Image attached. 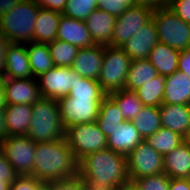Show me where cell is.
<instances>
[{
    "label": "cell",
    "instance_id": "10",
    "mask_svg": "<svg viewBox=\"0 0 190 190\" xmlns=\"http://www.w3.org/2000/svg\"><path fill=\"white\" fill-rule=\"evenodd\" d=\"M103 99L71 98L58 99L61 122L66 130L75 124L96 122Z\"/></svg>",
    "mask_w": 190,
    "mask_h": 190
},
{
    "label": "cell",
    "instance_id": "18",
    "mask_svg": "<svg viewBox=\"0 0 190 190\" xmlns=\"http://www.w3.org/2000/svg\"><path fill=\"white\" fill-rule=\"evenodd\" d=\"M143 140L133 122L125 120L107 138V149L127 156Z\"/></svg>",
    "mask_w": 190,
    "mask_h": 190
},
{
    "label": "cell",
    "instance_id": "4",
    "mask_svg": "<svg viewBox=\"0 0 190 190\" xmlns=\"http://www.w3.org/2000/svg\"><path fill=\"white\" fill-rule=\"evenodd\" d=\"M39 9L36 0H21L14 8L0 17V33L10 43L33 42Z\"/></svg>",
    "mask_w": 190,
    "mask_h": 190
},
{
    "label": "cell",
    "instance_id": "48",
    "mask_svg": "<svg viewBox=\"0 0 190 190\" xmlns=\"http://www.w3.org/2000/svg\"><path fill=\"white\" fill-rule=\"evenodd\" d=\"M5 108H0V139L7 137L6 122H5Z\"/></svg>",
    "mask_w": 190,
    "mask_h": 190
},
{
    "label": "cell",
    "instance_id": "8",
    "mask_svg": "<svg viewBox=\"0 0 190 190\" xmlns=\"http://www.w3.org/2000/svg\"><path fill=\"white\" fill-rule=\"evenodd\" d=\"M126 161L130 183L140 177L164 173L163 155L154 150L145 140L126 156Z\"/></svg>",
    "mask_w": 190,
    "mask_h": 190
},
{
    "label": "cell",
    "instance_id": "44",
    "mask_svg": "<svg viewBox=\"0 0 190 190\" xmlns=\"http://www.w3.org/2000/svg\"><path fill=\"white\" fill-rule=\"evenodd\" d=\"M10 42L0 33V76L4 77L6 52Z\"/></svg>",
    "mask_w": 190,
    "mask_h": 190
},
{
    "label": "cell",
    "instance_id": "52",
    "mask_svg": "<svg viewBox=\"0 0 190 190\" xmlns=\"http://www.w3.org/2000/svg\"><path fill=\"white\" fill-rule=\"evenodd\" d=\"M184 142H185L187 145H190V127L188 128V131H187V133H186L185 136H184Z\"/></svg>",
    "mask_w": 190,
    "mask_h": 190
},
{
    "label": "cell",
    "instance_id": "3",
    "mask_svg": "<svg viewBox=\"0 0 190 190\" xmlns=\"http://www.w3.org/2000/svg\"><path fill=\"white\" fill-rule=\"evenodd\" d=\"M31 117L27 136L35 143L65 138V129L56 99L42 97L32 105Z\"/></svg>",
    "mask_w": 190,
    "mask_h": 190
},
{
    "label": "cell",
    "instance_id": "42",
    "mask_svg": "<svg viewBox=\"0 0 190 190\" xmlns=\"http://www.w3.org/2000/svg\"><path fill=\"white\" fill-rule=\"evenodd\" d=\"M41 8L63 13L67 0H36Z\"/></svg>",
    "mask_w": 190,
    "mask_h": 190
},
{
    "label": "cell",
    "instance_id": "21",
    "mask_svg": "<svg viewBox=\"0 0 190 190\" xmlns=\"http://www.w3.org/2000/svg\"><path fill=\"white\" fill-rule=\"evenodd\" d=\"M164 173L169 178L190 179V145L185 142L163 156Z\"/></svg>",
    "mask_w": 190,
    "mask_h": 190
},
{
    "label": "cell",
    "instance_id": "7",
    "mask_svg": "<svg viewBox=\"0 0 190 190\" xmlns=\"http://www.w3.org/2000/svg\"><path fill=\"white\" fill-rule=\"evenodd\" d=\"M65 138L77 161L89 153L107 149V138L96 122L70 126L65 130Z\"/></svg>",
    "mask_w": 190,
    "mask_h": 190
},
{
    "label": "cell",
    "instance_id": "19",
    "mask_svg": "<svg viewBox=\"0 0 190 190\" xmlns=\"http://www.w3.org/2000/svg\"><path fill=\"white\" fill-rule=\"evenodd\" d=\"M116 17L101 9H95L86 18L87 29L95 45L109 46Z\"/></svg>",
    "mask_w": 190,
    "mask_h": 190
},
{
    "label": "cell",
    "instance_id": "31",
    "mask_svg": "<svg viewBox=\"0 0 190 190\" xmlns=\"http://www.w3.org/2000/svg\"><path fill=\"white\" fill-rule=\"evenodd\" d=\"M145 141L158 153L165 155L184 142V137L168 128L161 127Z\"/></svg>",
    "mask_w": 190,
    "mask_h": 190
},
{
    "label": "cell",
    "instance_id": "9",
    "mask_svg": "<svg viewBox=\"0 0 190 190\" xmlns=\"http://www.w3.org/2000/svg\"><path fill=\"white\" fill-rule=\"evenodd\" d=\"M36 143L27 135L7 136L2 140L1 152L18 175L34 176Z\"/></svg>",
    "mask_w": 190,
    "mask_h": 190
},
{
    "label": "cell",
    "instance_id": "17",
    "mask_svg": "<svg viewBox=\"0 0 190 190\" xmlns=\"http://www.w3.org/2000/svg\"><path fill=\"white\" fill-rule=\"evenodd\" d=\"M5 59L4 78H34L31 73L26 44L10 43Z\"/></svg>",
    "mask_w": 190,
    "mask_h": 190
},
{
    "label": "cell",
    "instance_id": "29",
    "mask_svg": "<svg viewBox=\"0 0 190 190\" xmlns=\"http://www.w3.org/2000/svg\"><path fill=\"white\" fill-rule=\"evenodd\" d=\"M167 75L158 74L134 92L144 106H160L163 102Z\"/></svg>",
    "mask_w": 190,
    "mask_h": 190
},
{
    "label": "cell",
    "instance_id": "12",
    "mask_svg": "<svg viewBox=\"0 0 190 190\" xmlns=\"http://www.w3.org/2000/svg\"><path fill=\"white\" fill-rule=\"evenodd\" d=\"M73 76L71 67L54 66L36 78L41 96L56 100L67 97L74 83Z\"/></svg>",
    "mask_w": 190,
    "mask_h": 190
},
{
    "label": "cell",
    "instance_id": "38",
    "mask_svg": "<svg viewBox=\"0 0 190 190\" xmlns=\"http://www.w3.org/2000/svg\"><path fill=\"white\" fill-rule=\"evenodd\" d=\"M45 185L33 175H18L11 183L10 190H41Z\"/></svg>",
    "mask_w": 190,
    "mask_h": 190
},
{
    "label": "cell",
    "instance_id": "14",
    "mask_svg": "<svg viewBox=\"0 0 190 190\" xmlns=\"http://www.w3.org/2000/svg\"><path fill=\"white\" fill-rule=\"evenodd\" d=\"M158 42L156 25L151 19L138 29L121 48L131 60L148 59L150 51Z\"/></svg>",
    "mask_w": 190,
    "mask_h": 190
},
{
    "label": "cell",
    "instance_id": "16",
    "mask_svg": "<svg viewBox=\"0 0 190 190\" xmlns=\"http://www.w3.org/2000/svg\"><path fill=\"white\" fill-rule=\"evenodd\" d=\"M56 39L68 42L79 49L95 45L85 21L64 15L60 17Z\"/></svg>",
    "mask_w": 190,
    "mask_h": 190
},
{
    "label": "cell",
    "instance_id": "55",
    "mask_svg": "<svg viewBox=\"0 0 190 190\" xmlns=\"http://www.w3.org/2000/svg\"><path fill=\"white\" fill-rule=\"evenodd\" d=\"M1 149H2V140L0 139V152H1Z\"/></svg>",
    "mask_w": 190,
    "mask_h": 190
},
{
    "label": "cell",
    "instance_id": "30",
    "mask_svg": "<svg viewBox=\"0 0 190 190\" xmlns=\"http://www.w3.org/2000/svg\"><path fill=\"white\" fill-rule=\"evenodd\" d=\"M132 122L142 138L145 140L148 136L154 134L162 127L160 106H144Z\"/></svg>",
    "mask_w": 190,
    "mask_h": 190
},
{
    "label": "cell",
    "instance_id": "53",
    "mask_svg": "<svg viewBox=\"0 0 190 190\" xmlns=\"http://www.w3.org/2000/svg\"><path fill=\"white\" fill-rule=\"evenodd\" d=\"M122 190H136L134 187H132L131 185L123 187Z\"/></svg>",
    "mask_w": 190,
    "mask_h": 190
},
{
    "label": "cell",
    "instance_id": "34",
    "mask_svg": "<svg viewBox=\"0 0 190 190\" xmlns=\"http://www.w3.org/2000/svg\"><path fill=\"white\" fill-rule=\"evenodd\" d=\"M48 47L54 66L63 67H71L79 50L76 46L57 39L49 43Z\"/></svg>",
    "mask_w": 190,
    "mask_h": 190
},
{
    "label": "cell",
    "instance_id": "50",
    "mask_svg": "<svg viewBox=\"0 0 190 190\" xmlns=\"http://www.w3.org/2000/svg\"><path fill=\"white\" fill-rule=\"evenodd\" d=\"M81 190H110V189L98 186H91L90 184L84 182L83 179L81 178Z\"/></svg>",
    "mask_w": 190,
    "mask_h": 190
},
{
    "label": "cell",
    "instance_id": "11",
    "mask_svg": "<svg viewBox=\"0 0 190 190\" xmlns=\"http://www.w3.org/2000/svg\"><path fill=\"white\" fill-rule=\"evenodd\" d=\"M153 9L134 5L129 7L115 21L111 43L109 46L122 47L142 26L152 19Z\"/></svg>",
    "mask_w": 190,
    "mask_h": 190
},
{
    "label": "cell",
    "instance_id": "40",
    "mask_svg": "<svg viewBox=\"0 0 190 190\" xmlns=\"http://www.w3.org/2000/svg\"><path fill=\"white\" fill-rule=\"evenodd\" d=\"M47 185L51 190H81V177L77 175L73 178L51 181Z\"/></svg>",
    "mask_w": 190,
    "mask_h": 190
},
{
    "label": "cell",
    "instance_id": "24",
    "mask_svg": "<svg viewBox=\"0 0 190 190\" xmlns=\"http://www.w3.org/2000/svg\"><path fill=\"white\" fill-rule=\"evenodd\" d=\"M32 105L9 104L5 107V122L7 136L27 135L31 117Z\"/></svg>",
    "mask_w": 190,
    "mask_h": 190
},
{
    "label": "cell",
    "instance_id": "37",
    "mask_svg": "<svg viewBox=\"0 0 190 190\" xmlns=\"http://www.w3.org/2000/svg\"><path fill=\"white\" fill-rule=\"evenodd\" d=\"M134 5H136L135 0H97L98 9L104 10L116 18Z\"/></svg>",
    "mask_w": 190,
    "mask_h": 190
},
{
    "label": "cell",
    "instance_id": "36",
    "mask_svg": "<svg viewBox=\"0 0 190 190\" xmlns=\"http://www.w3.org/2000/svg\"><path fill=\"white\" fill-rule=\"evenodd\" d=\"M169 185L170 178L165 173L140 177L131 183L136 190H169Z\"/></svg>",
    "mask_w": 190,
    "mask_h": 190
},
{
    "label": "cell",
    "instance_id": "41",
    "mask_svg": "<svg viewBox=\"0 0 190 190\" xmlns=\"http://www.w3.org/2000/svg\"><path fill=\"white\" fill-rule=\"evenodd\" d=\"M17 176L18 174L15 172L13 166L4 154L0 152V180L13 182Z\"/></svg>",
    "mask_w": 190,
    "mask_h": 190
},
{
    "label": "cell",
    "instance_id": "43",
    "mask_svg": "<svg viewBox=\"0 0 190 190\" xmlns=\"http://www.w3.org/2000/svg\"><path fill=\"white\" fill-rule=\"evenodd\" d=\"M178 70L190 78V47L180 51L178 60Z\"/></svg>",
    "mask_w": 190,
    "mask_h": 190
},
{
    "label": "cell",
    "instance_id": "1",
    "mask_svg": "<svg viewBox=\"0 0 190 190\" xmlns=\"http://www.w3.org/2000/svg\"><path fill=\"white\" fill-rule=\"evenodd\" d=\"M78 175L91 186L120 190L131 185L126 156L110 149L92 152L78 161Z\"/></svg>",
    "mask_w": 190,
    "mask_h": 190
},
{
    "label": "cell",
    "instance_id": "23",
    "mask_svg": "<svg viewBox=\"0 0 190 190\" xmlns=\"http://www.w3.org/2000/svg\"><path fill=\"white\" fill-rule=\"evenodd\" d=\"M62 13L41 8L38 11L33 32V42L49 44L56 40Z\"/></svg>",
    "mask_w": 190,
    "mask_h": 190
},
{
    "label": "cell",
    "instance_id": "6",
    "mask_svg": "<svg viewBox=\"0 0 190 190\" xmlns=\"http://www.w3.org/2000/svg\"><path fill=\"white\" fill-rule=\"evenodd\" d=\"M131 58L121 47L104 46L103 62L97 79L108 95L125 89Z\"/></svg>",
    "mask_w": 190,
    "mask_h": 190
},
{
    "label": "cell",
    "instance_id": "54",
    "mask_svg": "<svg viewBox=\"0 0 190 190\" xmlns=\"http://www.w3.org/2000/svg\"><path fill=\"white\" fill-rule=\"evenodd\" d=\"M41 190H51L50 187L46 184Z\"/></svg>",
    "mask_w": 190,
    "mask_h": 190
},
{
    "label": "cell",
    "instance_id": "2",
    "mask_svg": "<svg viewBox=\"0 0 190 190\" xmlns=\"http://www.w3.org/2000/svg\"><path fill=\"white\" fill-rule=\"evenodd\" d=\"M77 175L78 161L66 138L36 143L34 159V176L36 178L47 184Z\"/></svg>",
    "mask_w": 190,
    "mask_h": 190
},
{
    "label": "cell",
    "instance_id": "20",
    "mask_svg": "<svg viewBox=\"0 0 190 190\" xmlns=\"http://www.w3.org/2000/svg\"><path fill=\"white\" fill-rule=\"evenodd\" d=\"M160 118L162 127L184 137L190 127V104H161Z\"/></svg>",
    "mask_w": 190,
    "mask_h": 190
},
{
    "label": "cell",
    "instance_id": "26",
    "mask_svg": "<svg viewBox=\"0 0 190 190\" xmlns=\"http://www.w3.org/2000/svg\"><path fill=\"white\" fill-rule=\"evenodd\" d=\"M125 121L116 103L107 95L100 104L96 124L108 138L112 131Z\"/></svg>",
    "mask_w": 190,
    "mask_h": 190
},
{
    "label": "cell",
    "instance_id": "32",
    "mask_svg": "<svg viewBox=\"0 0 190 190\" xmlns=\"http://www.w3.org/2000/svg\"><path fill=\"white\" fill-rule=\"evenodd\" d=\"M108 96L116 103L124 119L127 121H132L144 107L134 91L122 89L112 92Z\"/></svg>",
    "mask_w": 190,
    "mask_h": 190
},
{
    "label": "cell",
    "instance_id": "46",
    "mask_svg": "<svg viewBox=\"0 0 190 190\" xmlns=\"http://www.w3.org/2000/svg\"><path fill=\"white\" fill-rule=\"evenodd\" d=\"M136 5L146 6L155 10L159 7L168 6L167 0H135Z\"/></svg>",
    "mask_w": 190,
    "mask_h": 190
},
{
    "label": "cell",
    "instance_id": "35",
    "mask_svg": "<svg viewBox=\"0 0 190 190\" xmlns=\"http://www.w3.org/2000/svg\"><path fill=\"white\" fill-rule=\"evenodd\" d=\"M97 9V0H67L62 15L85 21Z\"/></svg>",
    "mask_w": 190,
    "mask_h": 190
},
{
    "label": "cell",
    "instance_id": "13",
    "mask_svg": "<svg viewBox=\"0 0 190 190\" xmlns=\"http://www.w3.org/2000/svg\"><path fill=\"white\" fill-rule=\"evenodd\" d=\"M4 93L7 105H33L42 98L36 78H5Z\"/></svg>",
    "mask_w": 190,
    "mask_h": 190
},
{
    "label": "cell",
    "instance_id": "39",
    "mask_svg": "<svg viewBox=\"0 0 190 190\" xmlns=\"http://www.w3.org/2000/svg\"><path fill=\"white\" fill-rule=\"evenodd\" d=\"M168 7L184 22L190 24V0H171Z\"/></svg>",
    "mask_w": 190,
    "mask_h": 190
},
{
    "label": "cell",
    "instance_id": "22",
    "mask_svg": "<svg viewBox=\"0 0 190 190\" xmlns=\"http://www.w3.org/2000/svg\"><path fill=\"white\" fill-rule=\"evenodd\" d=\"M162 104H190V78L176 70L168 75Z\"/></svg>",
    "mask_w": 190,
    "mask_h": 190
},
{
    "label": "cell",
    "instance_id": "47",
    "mask_svg": "<svg viewBox=\"0 0 190 190\" xmlns=\"http://www.w3.org/2000/svg\"><path fill=\"white\" fill-rule=\"evenodd\" d=\"M21 0H0V17L14 8Z\"/></svg>",
    "mask_w": 190,
    "mask_h": 190
},
{
    "label": "cell",
    "instance_id": "49",
    "mask_svg": "<svg viewBox=\"0 0 190 190\" xmlns=\"http://www.w3.org/2000/svg\"><path fill=\"white\" fill-rule=\"evenodd\" d=\"M4 79L3 76H0V108H5L7 105L4 93Z\"/></svg>",
    "mask_w": 190,
    "mask_h": 190
},
{
    "label": "cell",
    "instance_id": "45",
    "mask_svg": "<svg viewBox=\"0 0 190 190\" xmlns=\"http://www.w3.org/2000/svg\"><path fill=\"white\" fill-rule=\"evenodd\" d=\"M169 190H190V179L170 178Z\"/></svg>",
    "mask_w": 190,
    "mask_h": 190
},
{
    "label": "cell",
    "instance_id": "51",
    "mask_svg": "<svg viewBox=\"0 0 190 190\" xmlns=\"http://www.w3.org/2000/svg\"><path fill=\"white\" fill-rule=\"evenodd\" d=\"M11 181L0 180V190H10Z\"/></svg>",
    "mask_w": 190,
    "mask_h": 190
},
{
    "label": "cell",
    "instance_id": "25",
    "mask_svg": "<svg viewBox=\"0 0 190 190\" xmlns=\"http://www.w3.org/2000/svg\"><path fill=\"white\" fill-rule=\"evenodd\" d=\"M180 51L158 42L150 51L148 60L156 68L158 74L171 75L178 70Z\"/></svg>",
    "mask_w": 190,
    "mask_h": 190
},
{
    "label": "cell",
    "instance_id": "33",
    "mask_svg": "<svg viewBox=\"0 0 190 190\" xmlns=\"http://www.w3.org/2000/svg\"><path fill=\"white\" fill-rule=\"evenodd\" d=\"M73 77L74 83L67 97L104 99L107 96L97 80L83 78L75 71Z\"/></svg>",
    "mask_w": 190,
    "mask_h": 190
},
{
    "label": "cell",
    "instance_id": "5",
    "mask_svg": "<svg viewBox=\"0 0 190 190\" xmlns=\"http://www.w3.org/2000/svg\"><path fill=\"white\" fill-rule=\"evenodd\" d=\"M158 41L178 51L190 47V24L179 18L168 6L153 10Z\"/></svg>",
    "mask_w": 190,
    "mask_h": 190
},
{
    "label": "cell",
    "instance_id": "27",
    "mask_svg": "<svg viewBox=\"0 0 190 190\" xmlns=\"http://www.w3.org/2000/svg\"><path fill=\"white\" fill-rule=\"evenodd\" d=\"M156 76L158 72L148 59L131 60L125 90L135 91Z\"/></svg>",
    "mask_w": 190,
    "mask_h": 190
},
{
    "label": "cell",
    "instance_id": "15",
    "mask_svg": "<svg viewBox=\"0 0 190 190\" xmlns=\"http://www.w3.org/2000/svg\"><path fill=\"white\" fill-rule=\"evenodd\" d=\"M103 53L104 46L102 45L80 48L71 69L83 78L97 80L102 67Z\"/></svg>",
    "mask_w": 190,
    "mask_h": 190
},
{
    "label": "cell",
    "instance_id": "28",
    "mask_svg": "<svg viewBox=\"0 0 190 190\" xmlns=\"http://www.w3.org/2000/svg\"><path fill=\"white\" fill-rule=\"evenodd\" d=\"M26 49L34 78L54 67L48 44L29 42Z\"/></svg>",
    "mask_w": 190,
    "mask_h": 190
}]
</instances>
